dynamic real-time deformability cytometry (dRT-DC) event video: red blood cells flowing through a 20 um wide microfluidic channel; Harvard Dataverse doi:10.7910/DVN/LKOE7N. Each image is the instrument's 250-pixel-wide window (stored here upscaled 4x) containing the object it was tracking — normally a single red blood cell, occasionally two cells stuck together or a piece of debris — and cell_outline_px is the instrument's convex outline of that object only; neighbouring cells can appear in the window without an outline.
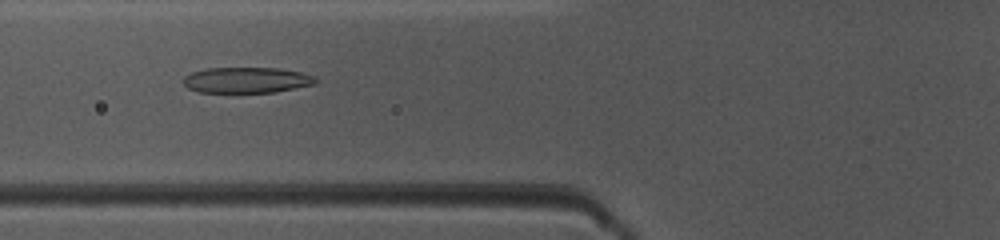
{"species": "common noctule bat (a hibernating species)", "species_latin": "Nyctalus noctula", "temperature_condition": "warm", "stored_images_in_passage": 44, "camera_frame_rate_fps": 3000, "um_per_image_px": 0.085, "animal": {"sex": "female", "body_mass_g": 10.0, "forearm_length_mm": 53.1}, "frame": {"image": 1, "passage_image": 14, "time_ms": 4.333, "image_size_px": [1000, 240], "cell_outline_px": [[320, 80], [316, 84], [272, 92], [200, 92], [188, 88], [184, 84], [184, 76], [192, 72], [204, 68], [280, 68], [300, 72], [316, 76]], "centroid_in_image_um": [21.0, 6.8], "position_along_channel_um": 104.8, "area_um2": 19.88}}
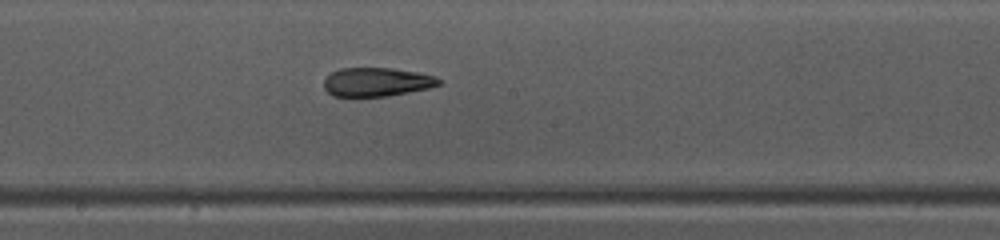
{"frame": {"image": 2, "passage_image": 22, "time_ms": 7.0, "image_size_px": [1000, 240], "cell_outline_px": [[440, 84], [428, 88], [388, 96], [332, 96], [324, 88], [324, 80], [332, 72], [340, 68], [392, 68], [416, 72], [436, 76], [440, 80]], "centroid_in_image_um": [32.01, 6.97], "position_along_channel_um": 216.2, "area_um2": 19.13}}
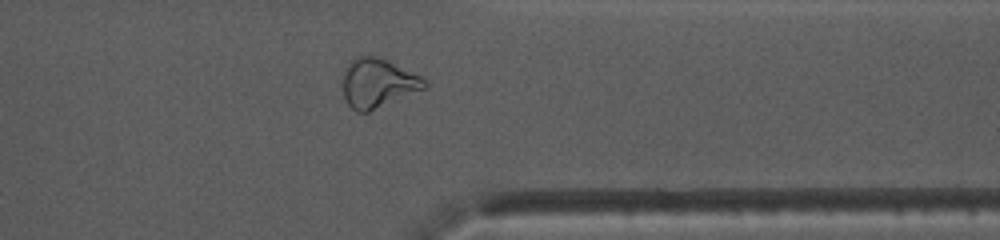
{"frame": {"image": 3, "passage_image": 34, "time_ms": 11.0, "image_size_px": [1000, 240], "cell_outline_px": [[428, 88], [368, 112], [356, 112], [348, 104], [344, 96], [344, 68], [356, 56], [380, 56], [428, 80]], "centroid_in_image_um": [32.16, 7.06], "position_along_channel_um": 379.2, "area_um2": 23.52}, "authors_computed_cell_mechanics": {"area_um2": 21.7039, "velocity_mm_per_s": 4.1453, "shape_relaxation_time_tau1_ms": null, "shape_relaxation_time_tau2_ms": 2.4506, "deformation_change_tau1": null, "deformation_change_tau2": 0.1234}}